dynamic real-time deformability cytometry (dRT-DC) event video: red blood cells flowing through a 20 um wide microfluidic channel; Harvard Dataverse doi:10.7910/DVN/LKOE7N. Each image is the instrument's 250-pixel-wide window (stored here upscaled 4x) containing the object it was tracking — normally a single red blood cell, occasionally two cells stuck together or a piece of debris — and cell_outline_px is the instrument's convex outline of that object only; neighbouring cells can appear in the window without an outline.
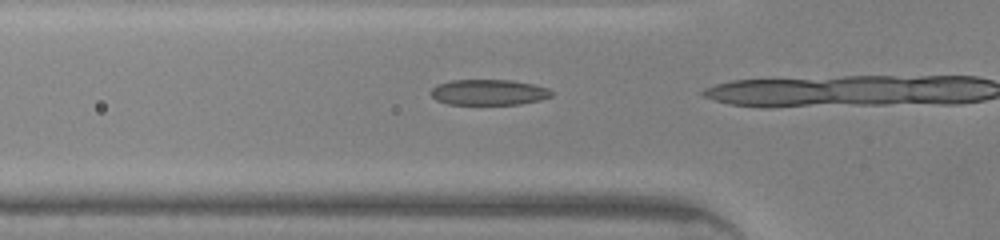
{"species": "common noctule bat (a hibernating species)", "species_latin": "Nyctalus noctula", "temperature_condition": "warm", "stored_images_in_passage": 5, "camera_frame_rate_fps": 3000, "um_per_image_px": 0.085, "animal": {"sex": "male", "body_mass_g": 20.0, "forearm_length_mm": 53.3}, "frame": {"image": 1, "passage_image": 2, "time_ms": 0.333, "image_size_px": [1000, 240], "cell_outline_px": [[552, 96], [540, 100], [520, 104], [448, 104], [436, 100], [432, 96], [432, 88], [436, 84], [452, 80], [512, 80], [532, 84], [548, 88], [552, 92]], "centroid_in_image_um": [41.54, 7.84], "position_along_channel_um": 84.3, "area_um2": 17.98}}